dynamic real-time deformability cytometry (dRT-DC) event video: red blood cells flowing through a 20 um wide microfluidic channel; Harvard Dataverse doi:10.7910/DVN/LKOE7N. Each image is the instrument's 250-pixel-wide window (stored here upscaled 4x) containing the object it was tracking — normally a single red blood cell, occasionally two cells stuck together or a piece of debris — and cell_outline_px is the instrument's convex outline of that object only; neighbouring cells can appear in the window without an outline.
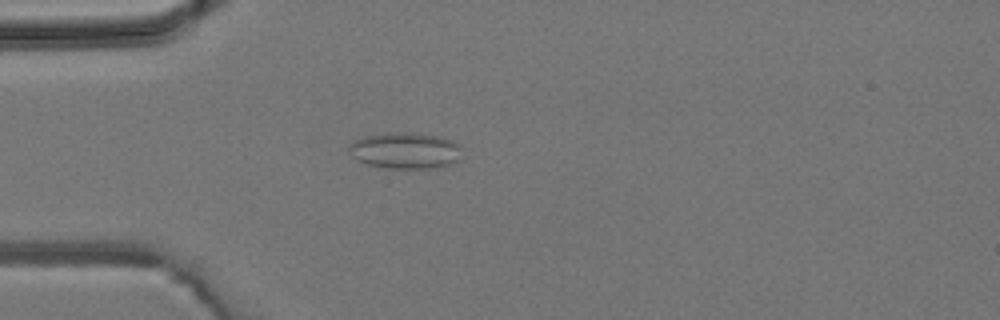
{"species": "common noctule bat (a hibernating species)", "species_latin": "Nyctalus noctula", "temperature_condition": "room temperature", "stored_images_in_passage": 2, "camera_frame_rate_fps": 3000, "um_per_image_px": 0.085, "animal": {"sex": "male", "body_mass_g": 19.2, "forearm_length_mm": 51.8}, "frame": {"image": 1, "passage_image": 2, "time_ms": 1.333, "image_size_px": [1000, 320], "cell_outline_px": [[460, 148], [456, 164], [440, 168], [388, 168], [368, 164], [356, 160], [348, 152], [352, 144], [356, 140], [364, 136], [388, 132], [412, 132], [440, 136], [452, 140], [460, 144]], "centroid_in_image_um": [34.48, 12.79], "position_along_channel_um": 50.5, "area_um2": 24.1}}